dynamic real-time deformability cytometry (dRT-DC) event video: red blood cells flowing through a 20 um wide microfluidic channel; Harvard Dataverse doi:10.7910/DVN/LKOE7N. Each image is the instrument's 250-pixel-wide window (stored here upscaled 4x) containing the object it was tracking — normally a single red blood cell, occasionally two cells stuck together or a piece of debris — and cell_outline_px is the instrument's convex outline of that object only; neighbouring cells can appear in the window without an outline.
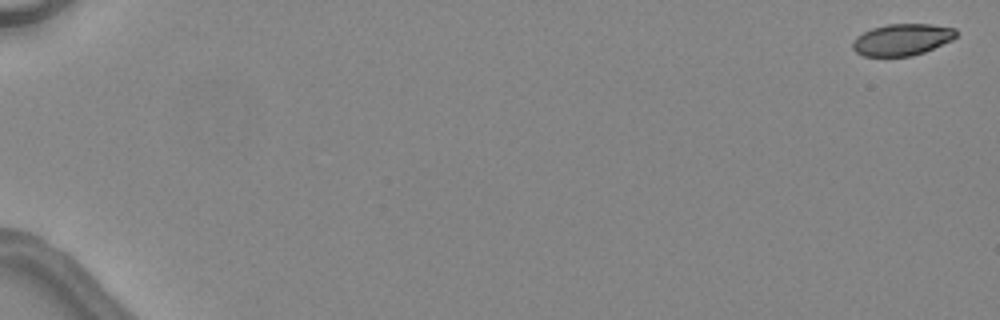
{"species": "common noctule bat (a hibernating species)", "species_latin": "Nyctalus noctula", "temperature_condition": "warm", "stored_images_in_passage": 7, "camera_frame_rate_fps": 3000, "um_per_image_px": 0.085, "animal": {"sex": "female", "body_mass_g": 24.6, "forearm_length_mm": 56.2}, "frame": {"image": 1, "passage_image": 1, "time_ms": 0.0, "image_size_px": [1000, 320], "cell_outline_px": [[956, 36], [952, 40], [924, 52], [912, 56], [864, 56], [856, 52], [852, 48], [852, 40], [856, 36], [872, 28], [888, 24], [932, 24], [956, 28]], "centroid_in_image_um": [76.66, 3.36], "position_along_channel_um": 8.3, "area_um2": 19.13}}
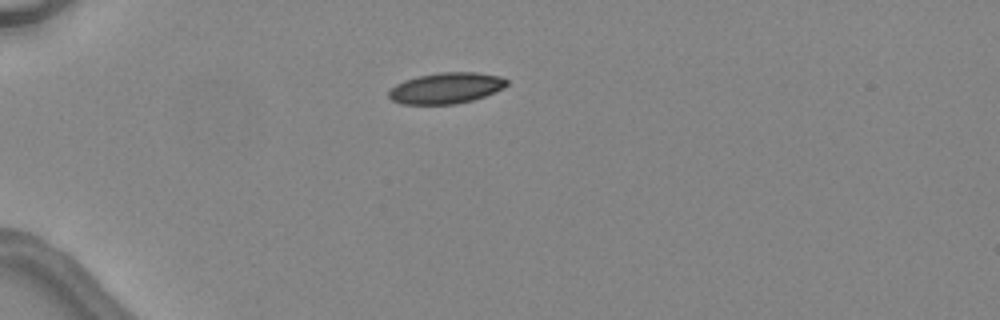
{"frame": {"image": 2, "passage_image": 5, "time_ms": 4.667, "image_size_px": [1000, 320], "cell_outline_px": [[508, 84], [504, 88], [496, 92], [472, 100], [456, 104], [400, 104], [392, 100], [388, 96], [388, 92], [396, 84], [404, 80], [420, 76], [440, 72], [476, 72], [500, 76], [508, 80]], "centroid_in_image_um": [37.94, 7.49], "position_along_channel_um": 47.1, "area_um2": 21.33}}